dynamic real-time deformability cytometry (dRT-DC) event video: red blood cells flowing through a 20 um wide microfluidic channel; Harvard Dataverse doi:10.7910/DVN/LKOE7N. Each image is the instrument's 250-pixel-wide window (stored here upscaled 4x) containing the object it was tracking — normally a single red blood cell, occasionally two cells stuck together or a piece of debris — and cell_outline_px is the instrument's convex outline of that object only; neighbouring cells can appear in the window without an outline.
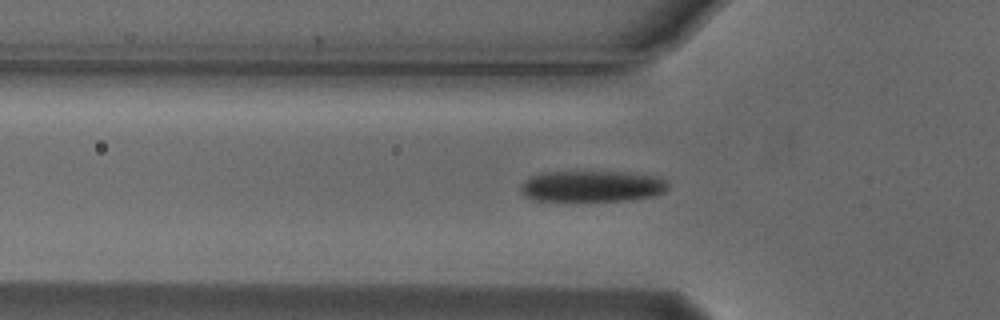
{"species": "Egyptian fruit bat (a non-hibernating species)", "species_latin": "Rousettus aegyptiacus", "temperature_condition": "cold", "stored_images_in_passage": 43, "camera_frame_rate_fps": 3000, "um_per_image_px": 0.085, "animal": {"sex": "male"}, "frame": {"image": 1, "passage_image": 10, "time_ms": 3.0, "image_size_px": [1000, 320], "cell_outline_px": [[668, 188], [664, 192], [652, 196], [628, 200], [532, 200], [524, 196], [520, 188], [520, 184], [528, 176], [540, 172], [628, 172], [656, 176], [664, 180], [668, 184]], "centroid_in_image_um": [50.27, 15.82], "position_along_channel_um": 75.5, "area_um2": 26.76}}
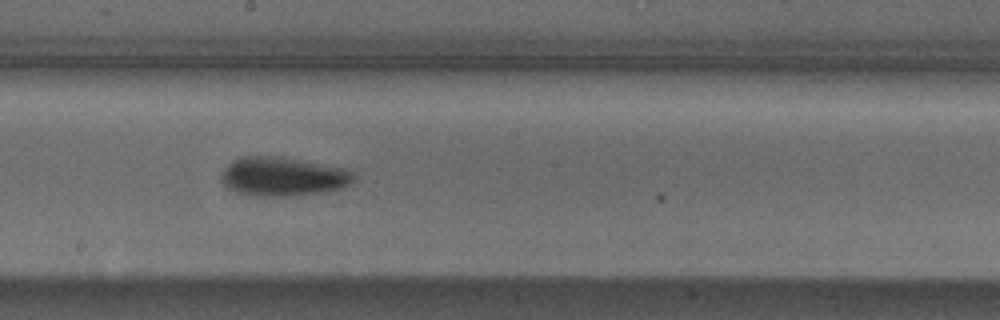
{"frame": {"image": 2, "passage_image": 22, "time_ms": 7.0, "image_size_px": [1000, 320], "cell_outline_px": [[352, 180], [344, 188], [292, 196], [256, 196], [236, 192], [228, 188], [220, 180], [220, 172], [232, 160], [240, 156], [280, 156], [348, 168], [352, 172]], "centroid_in_image_um": [23.99, 14.99], "position_along_channel_um": 224.2, "area_um2": 30.29}}
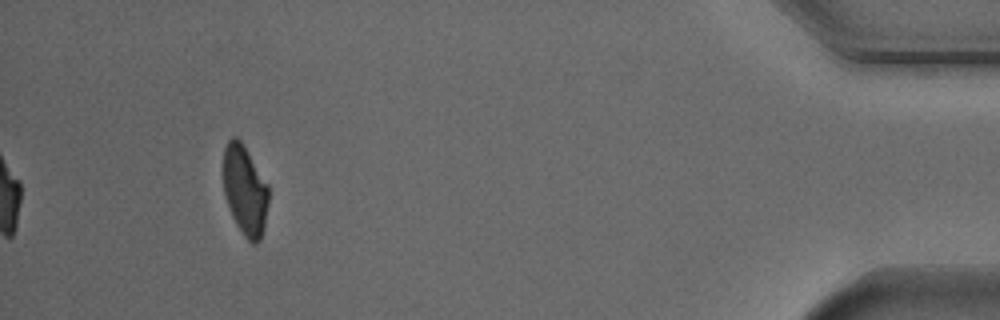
{"frame": {"image": 3, "passage_image": 43, "time_ms": 14.0, "image_size_px": [1000, 320], "cell_outline_px": [[268, 204], [264, 228], [260, 240], [256, 244], [252, 244], [244, 236], [236, 224], [232, 216], [224, 192], [224, 148], [228, 140], [232, 136], [236, 136], [244, 144], [268, 184]], "centroid_in_image_um": [20.83, 16.17], "position_along_channel_um": 414.4, "area_um2": 23.76}, "authors_computed_cell_mechanics": {"area_um2": 27.3972, "velocity_mm_per_s": 3.713, "shape_relaxation_time_tau1_ms": 2.6164, "shape_relaxation_time_tau2_ms": null, "deformation_change_tau1": 0.1232, "deformation_change_tau2": null}}